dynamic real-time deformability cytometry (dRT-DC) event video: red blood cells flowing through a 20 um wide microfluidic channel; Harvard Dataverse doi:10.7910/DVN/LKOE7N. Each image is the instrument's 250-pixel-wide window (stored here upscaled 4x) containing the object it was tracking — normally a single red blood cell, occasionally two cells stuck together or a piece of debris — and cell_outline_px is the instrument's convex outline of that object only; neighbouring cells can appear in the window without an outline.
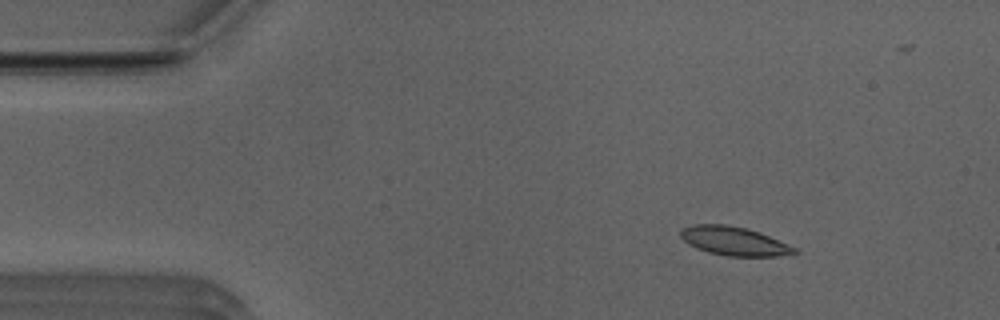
{"species": "Egyptian fruit bat (a non-hibernating species)", "species_latin": "Rousettus aegyptiacus", "temperature_condition": "room temperature", "stored_images_in_passage": 49, "camera_frame_rate_fps": 3000, "um_per_image_px": 0.085, "animal": {"sex": "male"}, "frame": {"image": 1, "passage_image": 7, "time_ms": 2.0, "image_size_px": [1000, 320], "cell_outline_px": [[800, 252], [792, 256], [728, 256], [708, 252], [696, 248], [688, 244], [680, 236], [680, 228], [692, 224], [724, 224], [744, 228], [760, 232], [788, 244], [796, 248]], "centroid_in_image_um": [62.42, 20.5], "position_along_channel_um": 22.6, "area_um2": 19.31}}
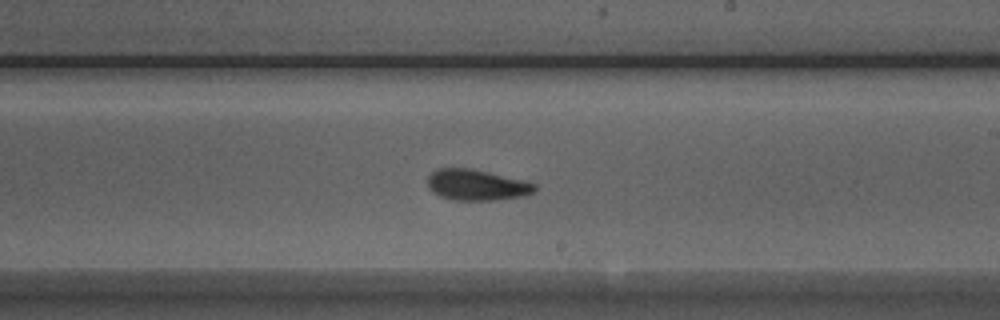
{"frame": {"image": 2, "passage_image": 30, "time_ms": 9.667, "image_size_px": [1000, 320], "cell_outline_px": [[536, 192], [528, 196], [496, 200], [456, 200], [440, 196], [432, 192], [428, 188], [428, 176], [432, 172], [440, 168], [464, 168], [524, 180], [536, 184]], "centroid_in_image_um": [40.55, 15.75], "position_along_channel_um": 248.5, "area_um2": 19.19}}
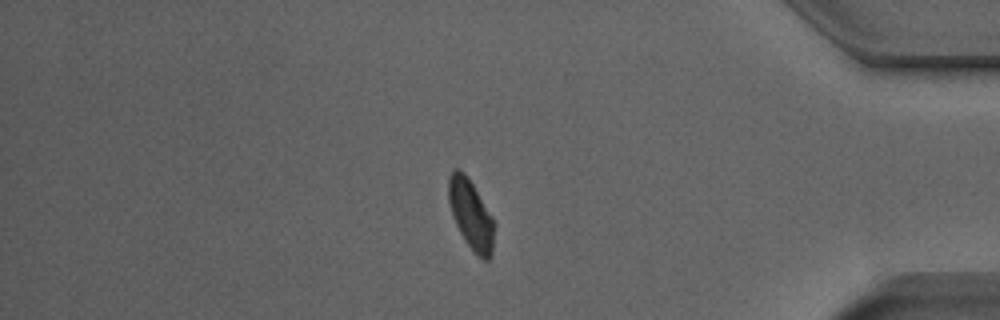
{"frame": {"image": 3, "passage_image": 44, "time_ms": 14.333, "image_size_px": [1000, 320], "cell_outline_px": [[496, 224], [492, 256], [488, 260], [484, 260], [464, 240], [452, 216], [448, 200], [448, 180], [452, 172], [456, 168], [464, 172], [468, 176], [492, 216]], "centroid_in_image_um": [40.05, 18.23], "position_along_channel_um": 395.2, "area_um2": 18.61}}